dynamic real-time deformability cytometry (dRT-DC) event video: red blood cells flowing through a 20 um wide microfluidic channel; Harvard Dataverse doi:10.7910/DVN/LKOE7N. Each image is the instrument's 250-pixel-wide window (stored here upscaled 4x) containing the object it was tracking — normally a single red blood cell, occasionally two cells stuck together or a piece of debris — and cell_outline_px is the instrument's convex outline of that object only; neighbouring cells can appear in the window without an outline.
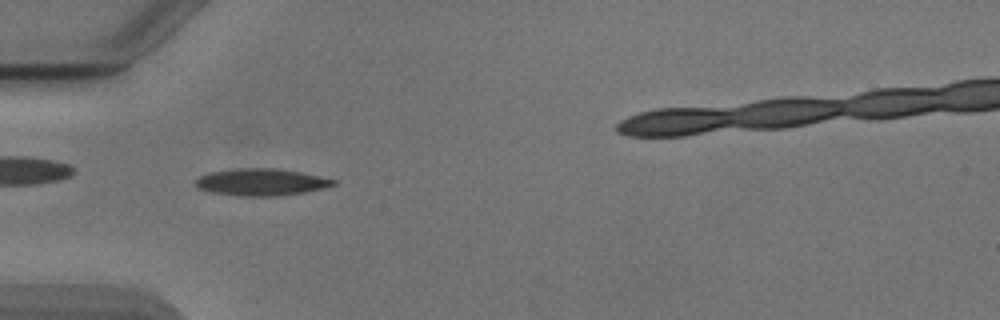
{"species": "Egyptian fruit bat (a non-hibernating species)", "species_latin": "Rousettus aegyptiacus", "temperature_condition": "cold", "stored_images_in_passage": 47, "camera_frame_rate_fps": 3000, "um_per_image_px": 0.085, "animal": {"sex": "male"}, "frame": {"image": 1, "passage_image": 16, "time_ms": 5.0, "image_size_px": [1000, 320], "cell_outline_px": [[340, 180], [336, 184], [324, 188], [304, 192], [280, 196], [240, 196], [212, 192], [196, 188], [196, 180], [200, 176], [208, 172], [240, 168], [276, 168], [300, 172]], "centroid_in_image_um": [22.23, 15.48], "position_along_channel_um": 62.8, "area_um2": 21.79}}
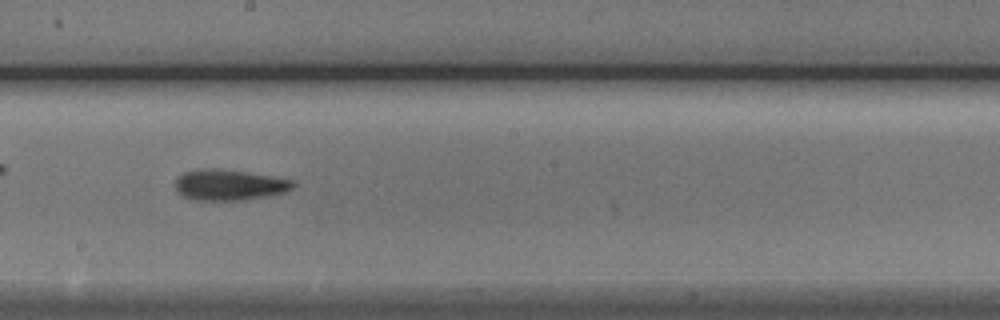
{"frame": {"image": 2, "passage_image": 29, "time_ms": 9.333, "image_size_px": [1000, 320], "cell_outline_px": [[296, 184], [292, 188], [284, 192], [272, 196], [248, 200], [192, 200], [180, 196], [176, 192], [176, 180], [184, 172], [204, 168], [216, 168], [272, 176], [292, 180]], "centroid_in_image_um": [19.48, 15.74], "position_along_channel_um": 228.7, "area_um2": 21.33}}
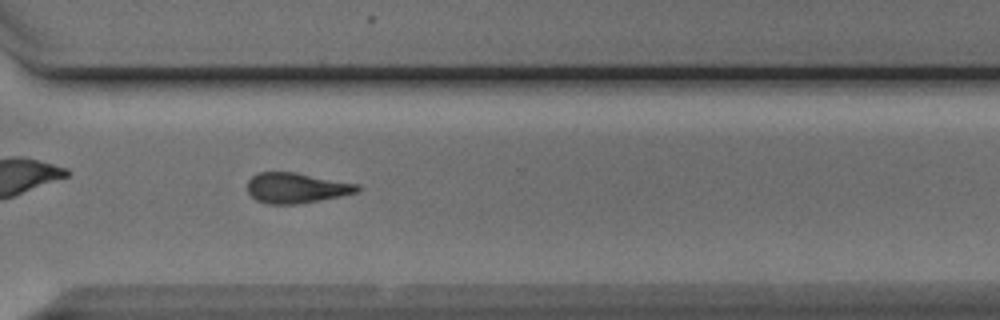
{"frame": {"image": 3, "passage_image": 38, "time_ms": 12.333, "image_size_px": [1000, 320], "cell_outline_px": [[360, 188], [356, 192], [340, 196], [296, 204], [268, 204], [256, 200], [248, 192], [248, 180], [256, 172], [296, 172], [360, 184]], "centroid_in_image_um": [25.17, 15.96], "position_along_channel_um": 345.4, "area_um2": 19.42}}